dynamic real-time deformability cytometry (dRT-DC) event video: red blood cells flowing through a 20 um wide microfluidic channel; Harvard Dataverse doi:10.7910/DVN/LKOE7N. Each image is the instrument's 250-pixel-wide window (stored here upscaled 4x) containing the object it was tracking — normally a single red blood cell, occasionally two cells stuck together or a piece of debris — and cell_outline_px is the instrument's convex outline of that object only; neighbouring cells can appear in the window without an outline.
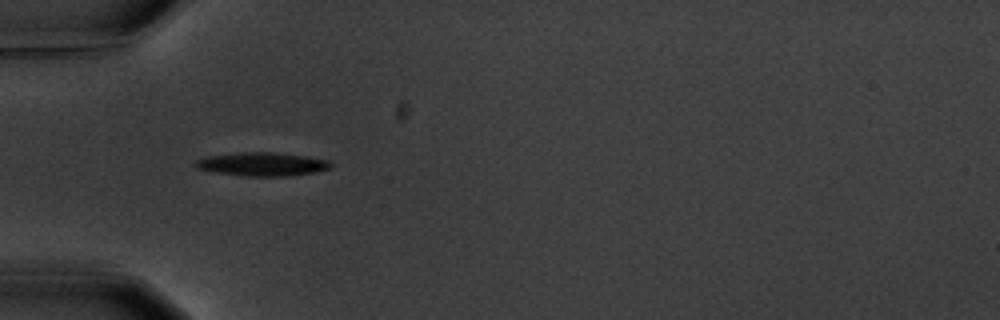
{"species": "common noctule bat (a hibernating species)", "species_latin": "Nyctalus noctula", "temperature_condition": "warm", "stored_images_in_passage": 10, "camera_frame_rate_fps": 3000, "um_per_image_px": 0.085, "animal": {"sex": "male", "body_mass_g": 20.1, "forearm_length_mm": 53.5}, "frame": {"image": 1, "passage_image": 6, "time_ms": 5.667, "image_size_px": [1000, 320], "cell_outline_px": [[332, 168], [316, 172], [288, 176], [248, 176], [216, 172], [196, 168], [196, 160], [208, 156], [240, 152], [272, 152], [304, 156], [328, 160], [332, 164]], "centroid_in_image_um": [22.32, 13.95], "position_along_channel_um": 62.7, "area_um2": 18.38}}